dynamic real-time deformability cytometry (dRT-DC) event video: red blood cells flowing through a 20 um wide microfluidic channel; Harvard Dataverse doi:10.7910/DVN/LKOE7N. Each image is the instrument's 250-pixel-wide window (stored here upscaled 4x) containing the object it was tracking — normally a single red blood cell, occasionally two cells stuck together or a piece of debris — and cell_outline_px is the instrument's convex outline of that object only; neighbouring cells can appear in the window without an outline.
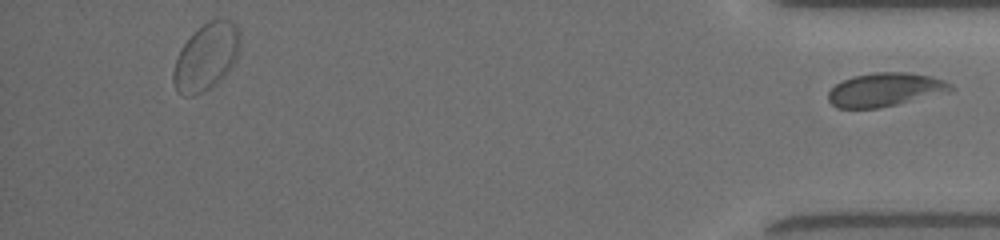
{"species": "common noctule bat (a hibernating species)", "species_latin": "Nyctalus noctula", "temperature_condition": "room temperature", "stored_images_in_passage": 54, "segment_of_instrument_passage": [2, 2], "camera_frame_rate_fps": 3000, "um_per_image_px": 0.085, "animal": {"sex": "female", "body_mass_g": 19.5, "forearm_length_mm": 54.1}, "frame": {"image": 1, "passage_image": 54, "time_ms": 11.333, "image_size_px": [1000, 240], "cell_outline_px": [[956, 88], [896, 104], [876, 108], [836, 108], [828, 100], [828, 92], [836, 84], [852, 76], [876, 72], [908, 72], [932, 76], [944, 80], [952, 84]], "centroid_in_image_um": [75.18, 7.6], "position_along_channel_um": 360.0, "area_um2": 23.52}}